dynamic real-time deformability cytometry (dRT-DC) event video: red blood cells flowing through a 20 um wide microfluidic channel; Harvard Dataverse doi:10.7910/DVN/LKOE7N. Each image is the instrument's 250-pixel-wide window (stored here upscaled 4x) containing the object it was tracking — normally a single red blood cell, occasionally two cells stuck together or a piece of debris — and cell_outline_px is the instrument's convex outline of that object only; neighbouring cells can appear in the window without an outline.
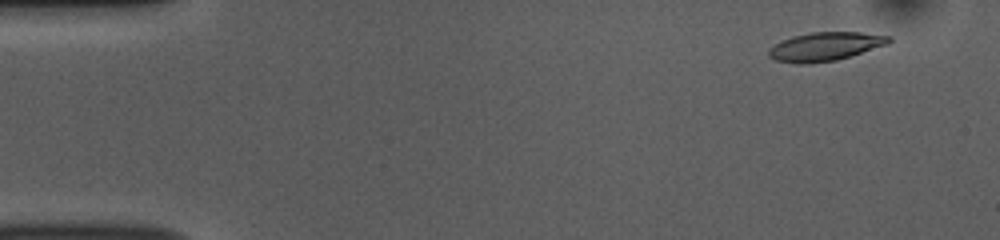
{"species": "common noctule bat (a hibernating species)", "species_latin": "Nyctalus noctula", "temperature_condition": "room temperature", "stored_images_in_passage": 52, "camera_frame_rate_fps": 3000, "um_per_image_px": 0.085, "animal": {"sex": "female", "body_mass_g": 10.0, "forearm_length_mm": 53.1}, "frame": {"image": 1, "passage_image": 3, "time_ms": 0.667, "image_size_px": [1000, 240], "cell_outline_px": [[892, 40], [888, 44], [836, 60], [808, 64], [796, 64], [776, 60], [768, 56], [768, 48], [792, 36], [812, 32], [860, 32], [892, 36]], "centroid_in_image_um": [70.14, 3.95], "position_along_channel_um": 14.9, "area_um2": 20.0}}
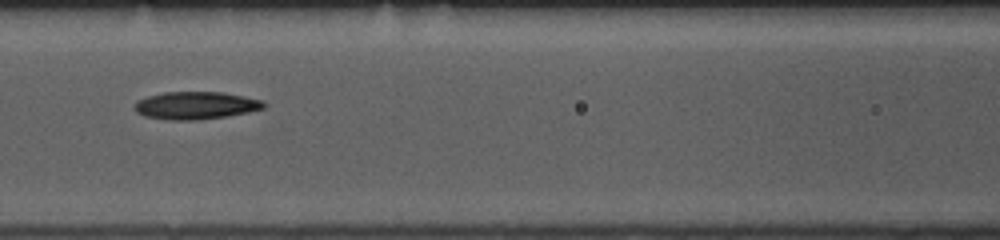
{"frame": {"image": 2, "passage_image": 22, "time_ms": 7.0, "image_size_px": [1000, 240], "cell_outline_px": [[268, 104], [264, 108], [248, 112], [228, 116], [196, 120], [168, 120], [144, 116], [136, 112], [136, 100], [148, 96], [164, 92], [224, 92], [264, 100]], "centroid_in_image_um": [16.68, 8.96], "position_along_channel_um": 149.9, "area_um2": 20.92}}
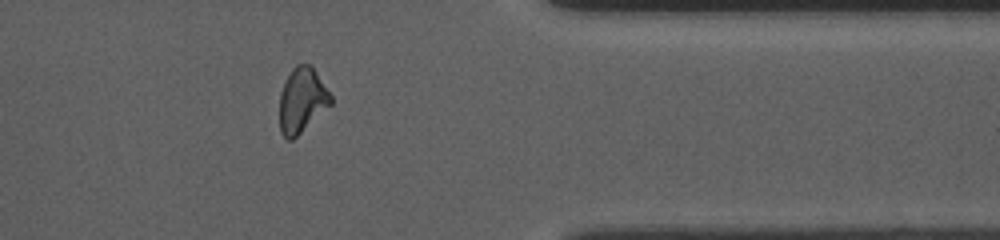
{"frame": {"image": 3, "passage_image": 42, "time_ms": 13.667, "image_size_px": [1000, 240], "cell_outline_px": [[332, 104], [292, 140], [288, 140], [280, 132], [280, 92], [292, 68], [296, 64], [312, 64], [332, 96]], "centroid_in_image_um": [25.68, 8.5], "position_along_channel_um": 385.7, "area_um2": 19.36}, "authors_computed_cell_mechanics": {"area_um2": 20.2878, "velocity_mm_per_s": 3.7663, "shape_relaxation_time_tau1_ms": 4.441, "shape_relaxation_time_tau2_ms": null, "deformation_change_tau1": 0.1687, "deformation_change_tau2": null}}